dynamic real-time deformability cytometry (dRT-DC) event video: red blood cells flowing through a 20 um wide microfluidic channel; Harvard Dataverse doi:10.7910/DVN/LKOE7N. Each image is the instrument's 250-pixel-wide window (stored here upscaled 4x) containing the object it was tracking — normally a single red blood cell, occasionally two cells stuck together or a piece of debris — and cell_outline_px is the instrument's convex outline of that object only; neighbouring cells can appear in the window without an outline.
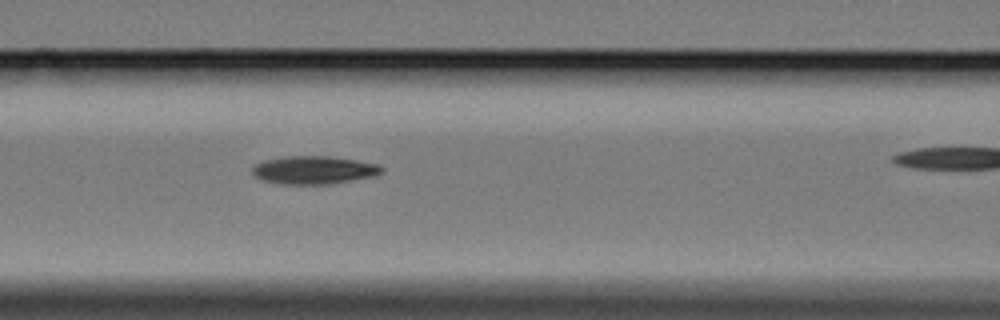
{"species": "Egyptian fruit bat (a non-hibernating species)", "species_latin": "Rousettus aegyptiacus", "temperature_condition": "cold", "stored_images_in_passage": 8, "segment_of_instrument_passage": [1, 2], "camera_frame_rate_fps": 3000, "um_per_image_px": 0.085, "animal": {"sex": "female"}, "frame": {"image": 1, "passage_image": 7, "time_ms": 8.333, "image_size_px": [1000, 320], "cell_outline_px": [[384, 172], [376, 176], [332, 184], [280, 184], [264, 180], [256, 176], [252, 172], [252, 168], [256, 164], [264, 160], [288, 156], [328, 156], [356, 160], [380, 164], [384, 168]], "centroid_in_image_um": [26.75, 14.45], "position_along_channel_um": 139.8, "area_um2": 21.27}}